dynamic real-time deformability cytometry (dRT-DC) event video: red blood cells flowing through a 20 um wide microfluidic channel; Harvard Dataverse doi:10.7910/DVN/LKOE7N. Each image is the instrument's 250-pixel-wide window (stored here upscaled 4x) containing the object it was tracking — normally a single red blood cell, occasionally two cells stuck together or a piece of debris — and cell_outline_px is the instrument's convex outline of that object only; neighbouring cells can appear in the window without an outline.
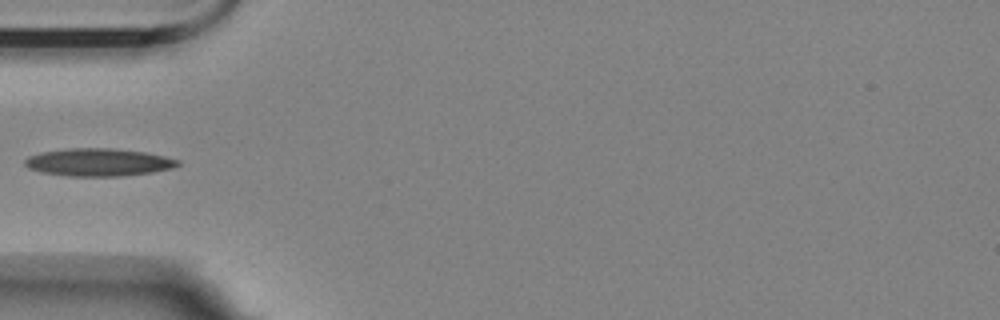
{"species": "Egyptian fruit bat (a non-hibernating species)", "species_latin": "Rousettus aegyptiacus", "temperature_condition": "room temperature", "stored_images_in_passage": 14, "camera_frame_rate_fps": 3000, "um_per_image_px": 0.085, "animal": {"sex": "female"}, "frame": {"image": 1, "passage_image": 4, "time_ms": 4.667, "image_size_px": [1000, 320], "cell_outline_px": [[180, 164], [172, 168], [152, 172], [120, 176], [68, 176], [44, 172], [28, 168], [24, 164], [24, 160], [28, 156], [40, 152], [68, 148], [116, 148], [144, 152], [164, 156], [180, 160]], "centroid_in_image_um": [8.36, 13.78], "position_along_channel_um": 76.6, "area_um2": 24.68}}
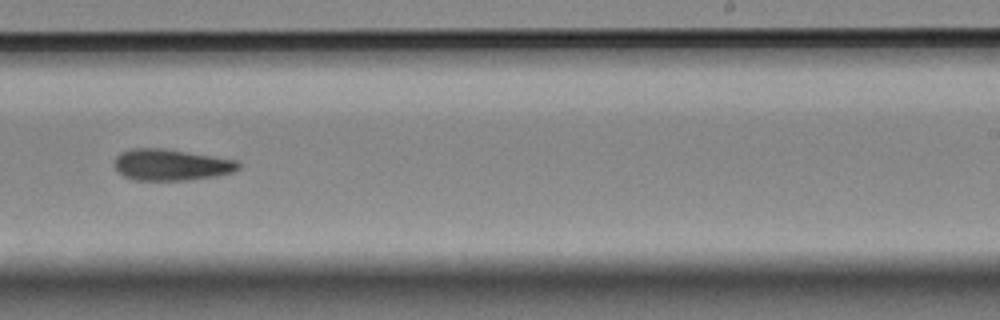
{"frame": {"image": 2, "passage_image": 9, "time_ms": 10.333, "image_size_px": [1000, 320], "cell_outline_px": [[240, 168], [232, 172], [216, 176], [184, 180], [132, 180], [124, 176], [112, 164], [116, 156], [120, 152], [128, 148], [164, 148], [236, 160], [240, 164]], "centroid_in_image_um": [14.49, 14.0], "position_along_channel_um": 274.5, "area_um2": 22.72}}
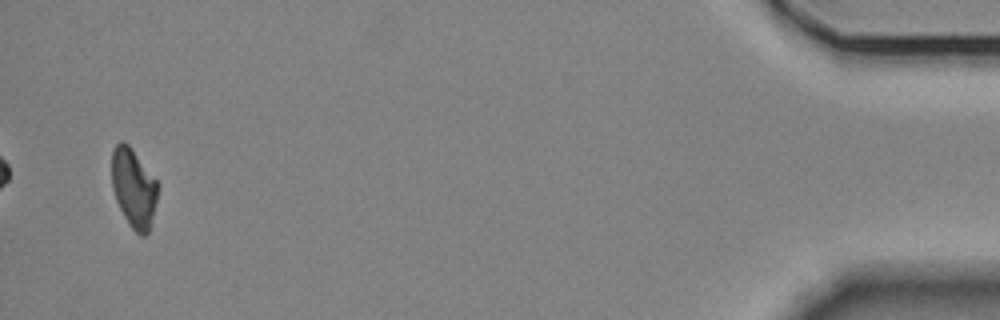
{"frame": {"image": 3, "passage_image": 14, "time_ms": 17.0, "image_size_px": [1000, 320], "cell_outline_px": [[160, 188], [148, 232], [144, 236], [140, 236], [128, 224], [116, 200], [112, 188], [112, 148], [120, 140], [124, 140], [132, 148], [160, 184]], "centroid_in_image_um": [11.37, 15.95], "position_along_channel_um": 423.8, "area_um2": 21.44}}